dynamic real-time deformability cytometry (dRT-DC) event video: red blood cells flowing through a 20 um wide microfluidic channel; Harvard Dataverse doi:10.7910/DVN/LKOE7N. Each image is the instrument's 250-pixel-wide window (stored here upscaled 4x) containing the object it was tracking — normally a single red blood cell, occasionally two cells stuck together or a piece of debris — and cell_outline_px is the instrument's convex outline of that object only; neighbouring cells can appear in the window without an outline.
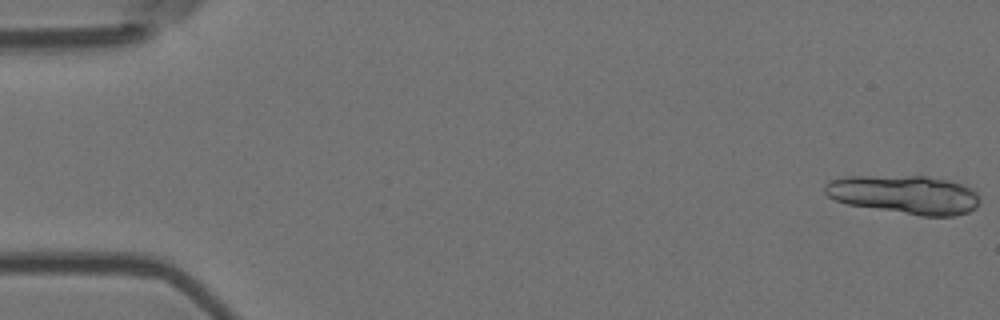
{"species": "Egyptian fruit bat (a non-hibernating species)", "species_latin": "Rousettus aegyptiacus", "temperature_condition": "room temperature", "stored_images_in_passage": 43, "camera_frame_rate_fps": 3000, "um_per_image_px": 0.085, "animal": {"sex": "female"}, "frame": {"image": 1, "passage_image": 1, "time_ms": 0.0, "image_size_px": [1000, 320], "cell_outline_px": [[980, 200], [976, 208], [968, 212], [952, 216], [920, 216], [848, 204], [836, 200], [828, 196], [824, 192], [824, 184], [828, 180], [844, 176], [924, 176], [948, 180], [960, 184], [976, 192]], "centroid_in_image_um": [76.85, 16.54], "position_along_channel_um": 8.1, "area_um2": 34.91}, "authors_computed_cell_mechanics": {"area_um2": 20.1144, "velocity_mm_per_s": 3.6676, "shape_relaxation_time_tau1_ms": 6.7857, "shape_relaxation_time_tau2_ms": null, "deformation_change_tau1": 0.1767, "deformation_change_tau2": null}}